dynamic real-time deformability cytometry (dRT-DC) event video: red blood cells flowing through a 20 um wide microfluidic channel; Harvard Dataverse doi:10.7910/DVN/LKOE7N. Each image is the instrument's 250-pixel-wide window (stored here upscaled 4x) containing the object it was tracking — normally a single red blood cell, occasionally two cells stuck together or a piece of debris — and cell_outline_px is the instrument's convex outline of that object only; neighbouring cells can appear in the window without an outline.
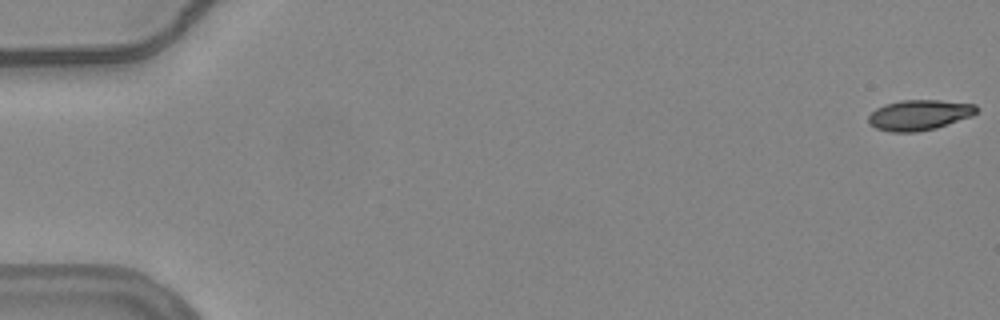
{"species": "common noctule bat (a hibernating species)", "species_latin": "Nyctalus noctula", "temperature_condition": "warm", "stored_images_in_passage": 56, "camera_frame_rate_fps": 3000, "um_per_image_px": 0.085, "animal": {"sex": "female", "body_mass_g": 24.6, "forearm_length_mm": 56.2}, "frame": {"image": 1, "passage_image": 1, "time_ms": 0.0, "image_size_px": [1000, 320], "cell_outline_px": [[980, 108], [972, 116], [936, 128], [916, 132], [892, 132], [876, 128], [868, 124], [868, 116], [876, 108], [884, 104], [900, 100], [940, 100], [976, 104]], "centroid_in_image_um": [78.14, 9.77], "position_along_channel_um": 6.9, "area_um2": 19.31}}
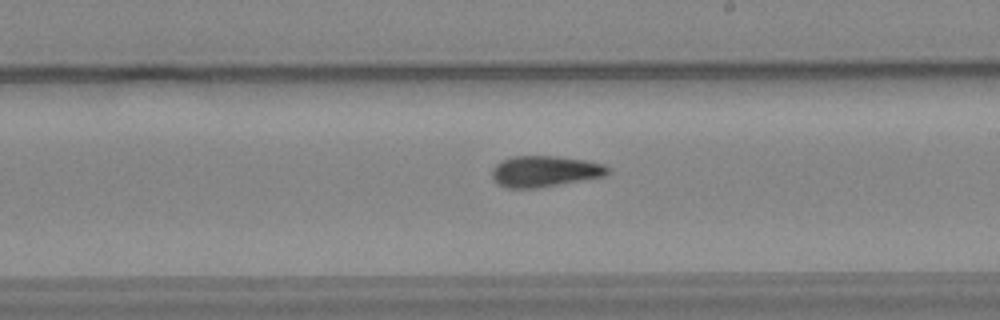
{"frame": {"image": 2, "passage_image": 33, "time_ms": 10.667, "image_size_px": [1000, 320], "cell_outline_px": [[612, 172], [608, 176], [536, 188], [508, 188], [496, 184], [492, 176], [492, 168], [496, 164], [512, 156], [556, 156], [584, 160], [604, 164]], "centroid_in_image_um": [46.33, 14.57], "position_along_channel_um": 242.7, "area_um2": 21.1}}
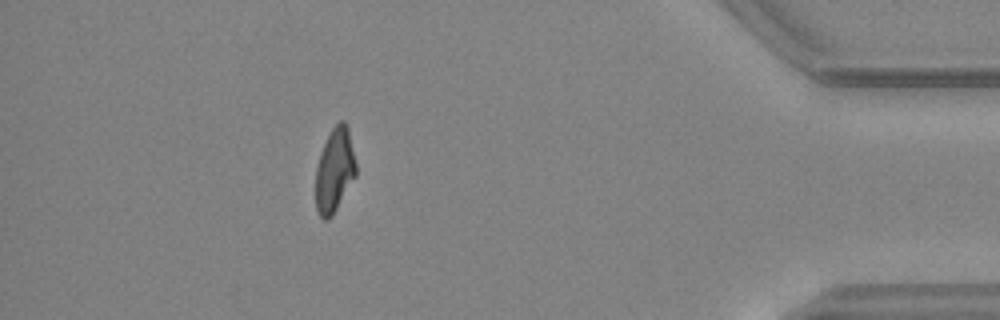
{"frame": {"image": 3, "passage_image": 50, "time_ms": 16.333, "image_size_px": [1000, 320], "cell_outline_px": [[356, 176], [332, 216], [328, 220], [324, 220], [320, 216], [316, 208], [316, 168], [320, 152], [332, 128], [340, 120], [344, 120], [348, 128], [356, 164]], "centroid_in_image_um": [28.44, 14.48], "position_along_channel_um": 406.8, "area_um2": 19.65}, "authors_computed_cell_mechanics": {"area_um2": 20.4034, "velocity_mm_per_s": 3.7648, "shape_relaxation_time_tau1_ms": 10.6702, "shape_relaxation_time_tau2_ms": 3.6758, "deformation_change_tau1": 0.2635, "deformation_change_tau2": 0.1214}}